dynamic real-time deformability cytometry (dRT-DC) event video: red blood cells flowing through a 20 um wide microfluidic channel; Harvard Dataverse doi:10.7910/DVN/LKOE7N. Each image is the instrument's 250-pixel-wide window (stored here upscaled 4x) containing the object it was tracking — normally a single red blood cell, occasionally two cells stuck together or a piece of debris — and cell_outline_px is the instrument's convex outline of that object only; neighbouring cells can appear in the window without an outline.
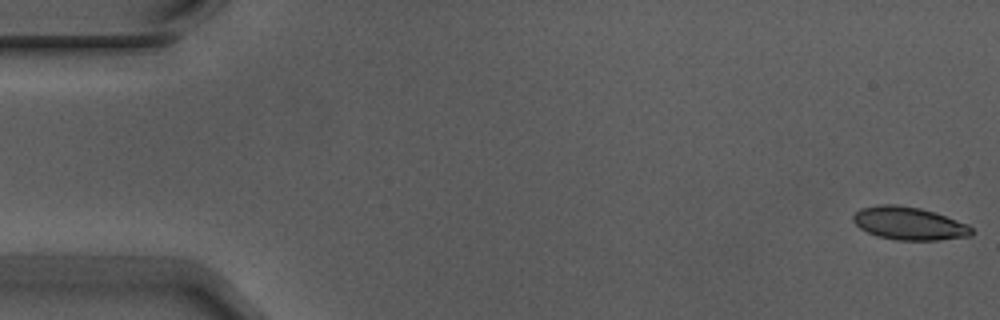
{"species": "Egyptian fruit bat (a non-hibernating species)", "species_latin": "Rousettus aegyptiacus", "temperature_condition": "warm", "stored_images_in_passage": 8, "camera_frame_rate_fps": 3000, "um_per_image_px": 0.085, "animal": {"sex": "male"}, "frame": {"image": 1, "passage_image": 1, "time_ms": 0.0, "image_size_px": [1000, 320], "cell_outline_px": [[972, 236], [936, 240], [896, 240], [876, 236], [860, 228], [852, 220], [852, 216], [860, 208], [880, 204], [896, 204], [920, 208], [936, 212], [968, 224], [972, 228]], "centroid_in_image_um": [77.26, 18.98], "position_along_channel_um": 7.7, "area_um2": 22.89}}
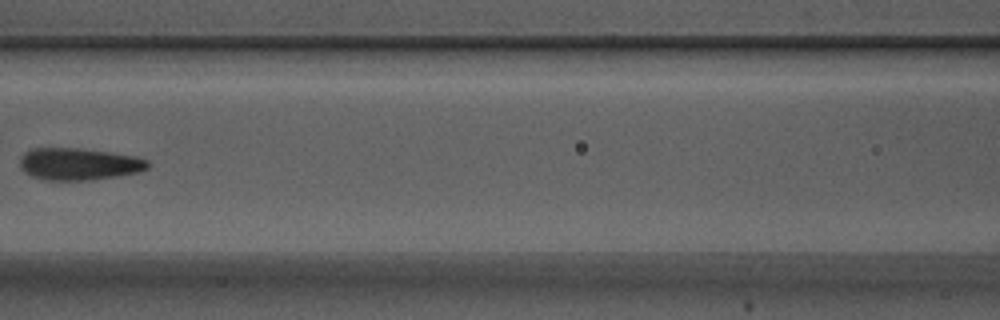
{"frame": {"image": 2, "passage_image": 7, "time_ms": 2.0, "image_size_px": [1000, 320], "cell_outline_px": [[152, 164], [148, 168], [140, 172], [92, 180], [44, 180], [32, 176], [24, 172], [20, 168], [20, 156], [24, 152], [32, 148], [80, 148], [136, 156], [148, 160]], "centroid_in_image_um": [6.7, 13.94], "position_along_channel_um": 159.9, "area_um2": 24.16}}
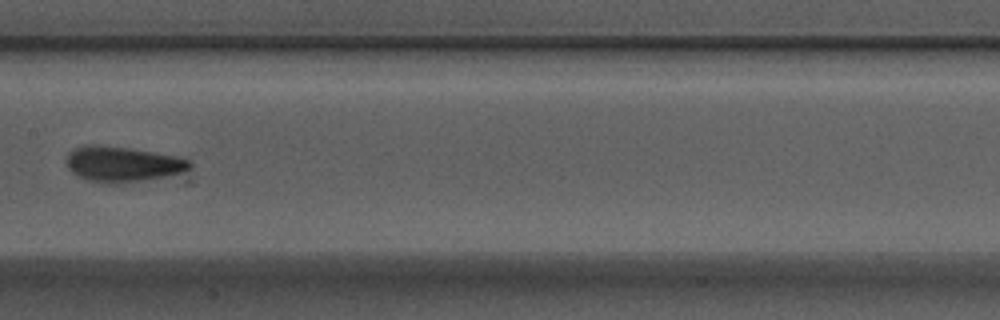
{"frame": {"image": 3, "passage_image": 8, "time_ms": 2.333, "image_size_px": [1000, 320], "cell_outline_px": [[192, 168], [180, 172], [164, 176], [116, 184], [104, 184], [88, 180], [72, 172], [68, 168], [68, 152], [84, 144], [100, 144], [128, 148], [180, 156], [192, 160]], "centroid_in_image_um": [10.43, 13.93], "position_along_channel_um": 197.0, "area_um2": 25.43}}